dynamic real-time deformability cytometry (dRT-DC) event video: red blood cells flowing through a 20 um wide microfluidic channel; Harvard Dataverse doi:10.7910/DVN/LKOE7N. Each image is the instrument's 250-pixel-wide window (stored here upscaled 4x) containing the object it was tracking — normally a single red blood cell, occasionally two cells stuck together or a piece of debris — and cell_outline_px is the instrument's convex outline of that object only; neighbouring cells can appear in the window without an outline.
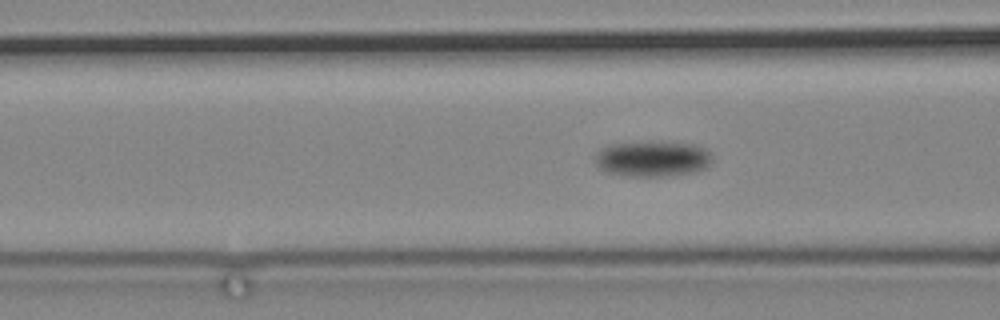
{"species": "common noctule bat (a hibernating species)", "species_latin": "Nyctalus noctula", "temperature_condition": "cold", "stored_images_in_passage": 100, "camera_frame_rate_fps": 3000, "um_per_image_px": 0.085, "animal": {"sex": "male", "body_mass_g": 19.2, "forearm_length_mm": 51.8}, "frame": {"image": 1, "passage_image": 56, "time_ms": 18.333, "image_size_px": [1000, 320], "cell_outline_px": [[712, 160], [704, 168], [692, 172], [660, 176], [628, 176], [604, 172], [596, 164], [592, 156], [600, 148], [608, 144], [692, 144], [704, 148], [712, 156]], "centroid_in_image_um": [55.37, 13.53], "position_along_channel_um": 111.2, "area_um2": 23.58}}
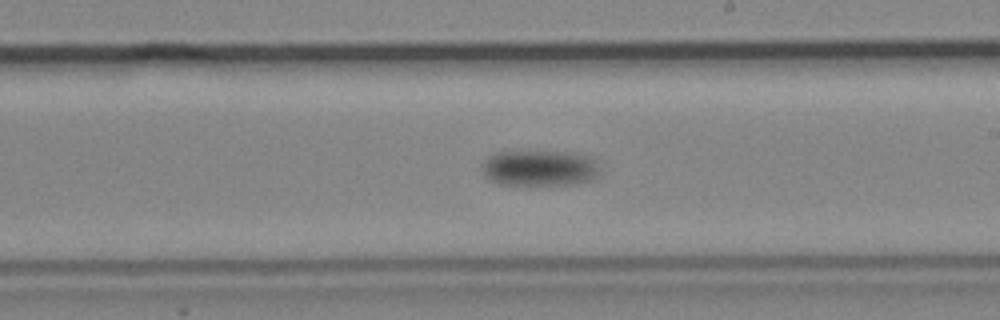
{"frame": {"image": 2, "passage_image": 71, "time_ms": 23.333, "image_size_px": [1000, 320], "cell_outline_px": [[600, 176], [592, 180], [572, 184], [500, 184], [488, 180], [484, 176], [480, 168], [480, 164], [488, 156], [496, 152], [580, 152], [596, 160]], "centroid_in_image_um": [45.85, 14.28], "position_along_channel_um": 243.1, "area_um2": 24.91}}
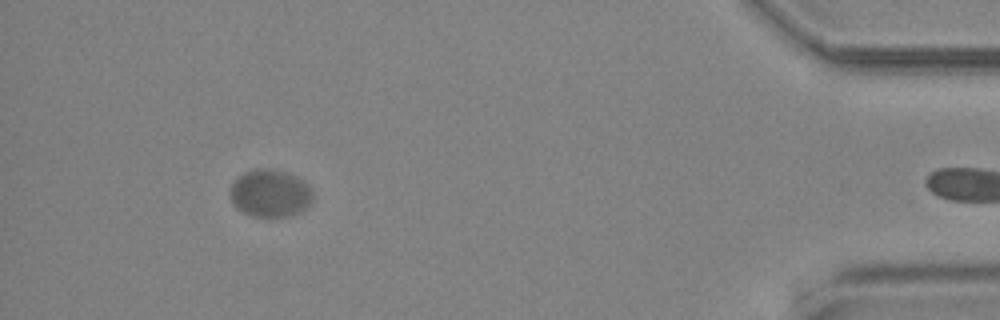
{"frame": {"image": 3, "passage_image": 97, "time_ms": 32.0, "image_size_px": [1000, 320], "cell_outline_px": [[312, 204], [288, 216], [252, 216], [236, 208], [232, 200], [232, 184], [244, 172], [256, 168], [272, 168], [296, 176], [304, 180], [308, 184], [312, 192]], "centroid_in_image_um": [22.99, 16.41], "position_along_channel_um": 412.2, "area_um2": 22.6}}